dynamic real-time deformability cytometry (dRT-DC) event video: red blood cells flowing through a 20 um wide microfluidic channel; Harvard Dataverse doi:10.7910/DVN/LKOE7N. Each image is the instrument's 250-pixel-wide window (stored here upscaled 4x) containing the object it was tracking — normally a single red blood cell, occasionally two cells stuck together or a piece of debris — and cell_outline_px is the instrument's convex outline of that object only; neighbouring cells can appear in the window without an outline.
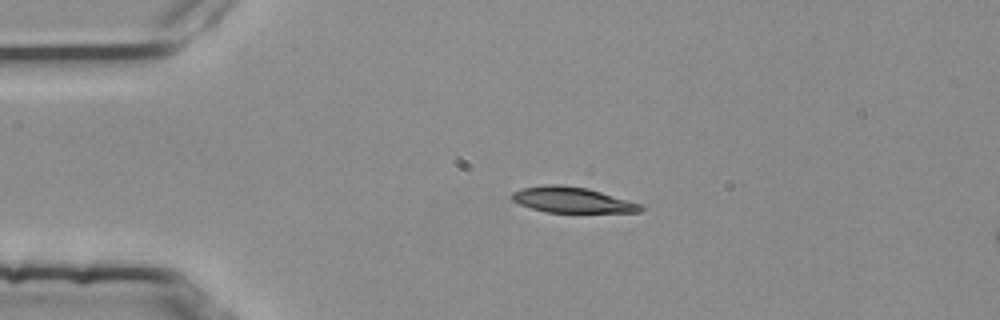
{"species": "common noctule bat (a hibernating species)", "species_latin": "Nyctalus noctula", "temperature_condition": "room temperature", "stored_images_in_passage": 4, "camera_frame_rate_fps": 3000, "um_per_image_px": 0.085, "animal": {"sex": "female", "body_mass_g": 25.1}, "frame": {"image": 1, "passage_image": 2, "time_ms": 0.333, "image_size_px": [1000, 320], "cell_outline_px": [[644, 208], [640, 212], [544, 212], [520, 204], [512, 200], [512, 192], [520, 188], [544, 184], [560, 184], [588, 188], [640, 204]], "centroid_in_image_um": [48.58, 16.98], "position_along_channel_um": 36.4, "area_um2": 19.13}}